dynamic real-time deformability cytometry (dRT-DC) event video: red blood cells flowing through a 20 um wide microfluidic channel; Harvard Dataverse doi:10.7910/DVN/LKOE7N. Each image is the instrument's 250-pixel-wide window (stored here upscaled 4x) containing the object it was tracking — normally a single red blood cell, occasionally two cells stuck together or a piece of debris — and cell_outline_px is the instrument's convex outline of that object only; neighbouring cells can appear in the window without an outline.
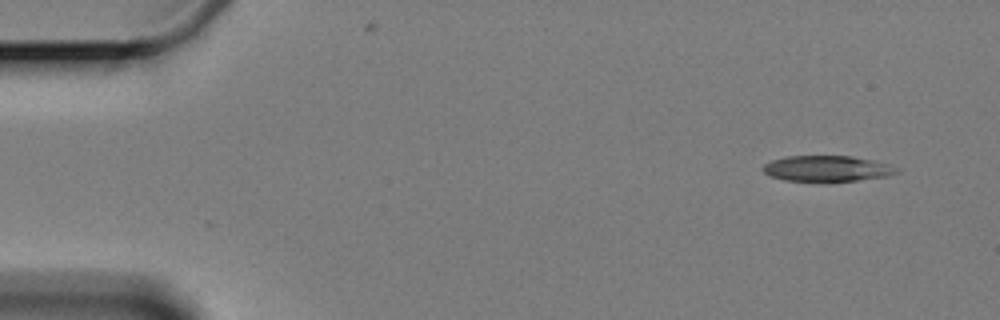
{"species": "Egyptian fruit bat (a non-hibernating species)", "species_latin": "Rousettus aegyptiacus", "temperature_condition": "cold", "stored_images_in_passage": 5, "camera_frame_rate_fps": 3000, "um_per_image_px": 0.085, "animal": {"sex": "female"}, "frame": {"image": 1, "passage_image": 1, "time_ms": 0.0, "image_size_px": [1000, 320], "cell_outline_px": [[900, 168], [896, 172], [888, 176], [856, 180], [784, 180], [772, 176], [764, 172], [760, 168], [764, 164], [772, 160], [788, 156], [852, 156]], "centroid_in_image_um": [70.24, 14.31], "position_along_channel_um": 14.8, "area_um2": 19.42}}